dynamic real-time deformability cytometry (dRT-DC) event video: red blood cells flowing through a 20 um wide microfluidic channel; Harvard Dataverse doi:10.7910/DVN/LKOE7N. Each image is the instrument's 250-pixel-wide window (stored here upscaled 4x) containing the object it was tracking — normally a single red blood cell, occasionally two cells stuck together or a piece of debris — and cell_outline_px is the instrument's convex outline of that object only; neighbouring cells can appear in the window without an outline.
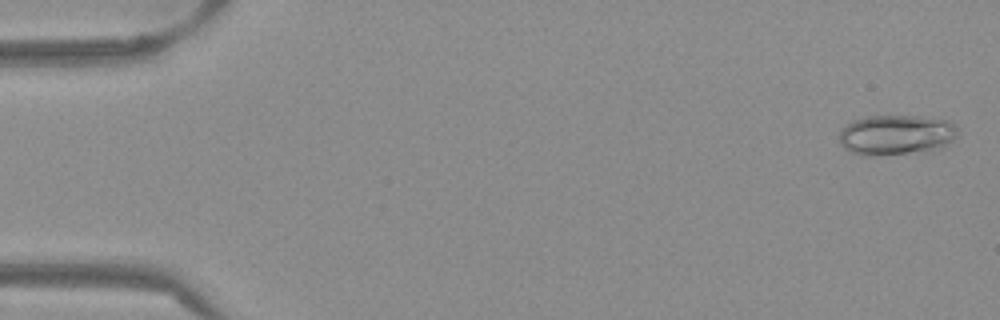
{"species": "Egyptian fruit bat (a non-hibernating species)", "species_latin": "Rousettus aegyptiacus", "temperature_condition": "warm", "stored_images_in_passage": 53, "camera_frame_rate_fps": 3000, "um_per_image_px": 0.085, "frame": {"image": 1, "passage_image": 2, "time_ms": 0.333, "image_size_px": [1000, 320], "cell_outline_px": [[960, 136], [944, 148], [932, 152], [876, 156], [860, 156], [848, 152], [840, 144], [840, 128], [852, 120], [868, 116], [920, 116], [948, 120], [960, 132]], "centroid_in_image_um": [76.21, 11.5], "position_along_channel_um": 8.8, "area_um2": 28.9}}
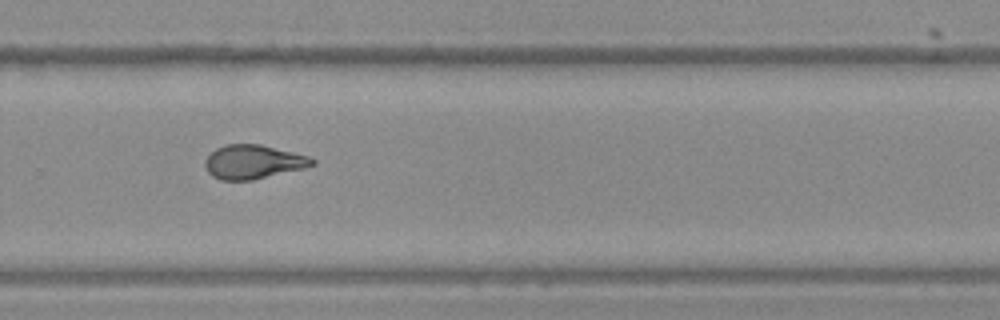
{"frame": {"image": 2, "passage_image": 36, "time_ms": 11.667, "image_size_px": [1000, 320], "cell_outline_px": [[316, 164], [304, 168], [252, 180], [220, 180], [212, 176], [208, 172], [204, 164], [204, 160], [216, 148], [224, 144], [260, 144], [308, 156], [316, 160]], "centroid_in_image_um": [21.51, 13.76], "position_along_channel_um": 308.3, "area_um2": 21.15}}
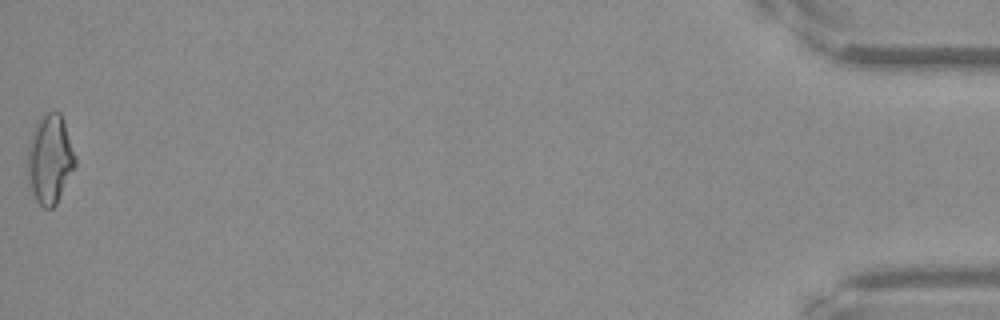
{"frame": {"image": 3, "passage_image": 53, "time_ms": 17.333, "image_size_px": [1000, 320], "cell_outline_px": [[76, 164], [56, 204], [52, 208], [44, 208], [36, 200], [32, 192], [24, 172], [28, 144], [36, 120], [48, 112], [60, 112], [76, 156]], "centroid_in_image_um": [4.19, 13.53], "position_along_channel_um": 431.0, "area_um2": 25.09}, "authors_computed_cell_mechanics": {"area_um2": 21.964, "velocity_mm_per_s": 3.8832, "shape_relaxation_time_tau1_ms": null, "shape_relaxation_time_tau2_ms": 2.0695, "deformation_change_tau1": null, "deformation_change_tau2": 0.0935}}